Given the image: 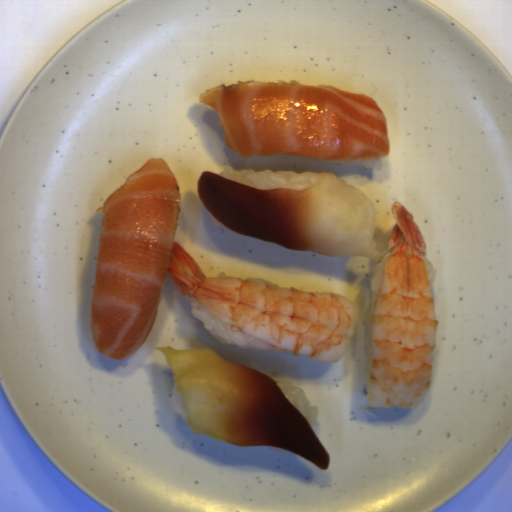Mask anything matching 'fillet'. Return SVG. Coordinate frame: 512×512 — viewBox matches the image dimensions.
Instances as JSON below:
<instances>
[{"label":"fillet","mask_w":512,"mask_h":512,"mask_svg":"<svg viewBox=\"0 0 512 512\" xmlns=\"http://www.w3.org/2000/svg\"><path fill=\"white\" fill-rule=\"evenodd\" d=\"M154 350L166 357L191 432L244 447H279L327 470L330 454L271 377L212 348Z\"/></svg>","instance_id":"4"},{"label":"fillet","mask_w":512,"mask_h":512,"mask_svg":"<svg viewBox=\"0 0 512 512\" xmlns=\"http://www.w3.org/2000/svg\"><path fill=\"white\" fill-rule=\"evenodd\" d=\"M219 114L225 145L239 157L277 154L378 160L390 154L386 117L374 98L329 85L237 81L198 97Z\"/></svg>","instance_id":"2"},{"label":"fillet","mask_w":512,"mask_h":512,"mask_svg":"<svg viewBox=\"0 0 512 512\" xmlns=\"http://www.w3.org/2000/svg\"><path fill=\"white\" fill-rule=\"evenodd\" d=\"M180 188L151 158L96 209L103 212L90 314L95 348L124 360L149 337L160 305L180 215Z\"/></svg>","instance_id":"1"},{"label":"fillet","mask_w":512,"mask_h":512,"mask_svg":"<svg viewBox=\"0 0 512 512\" xmlns=\"http://www.w3.org/2000/svg\"><path fill=\"white\" fill-rule=\"evenodd\" d=\"M198 195L209 214L235 234L291 250L333 257H365L372 251L377 213L347 180L324 172L301 190L258 189L204 170Z\"/></svg>","instance_id":"3"}]
</instances>
